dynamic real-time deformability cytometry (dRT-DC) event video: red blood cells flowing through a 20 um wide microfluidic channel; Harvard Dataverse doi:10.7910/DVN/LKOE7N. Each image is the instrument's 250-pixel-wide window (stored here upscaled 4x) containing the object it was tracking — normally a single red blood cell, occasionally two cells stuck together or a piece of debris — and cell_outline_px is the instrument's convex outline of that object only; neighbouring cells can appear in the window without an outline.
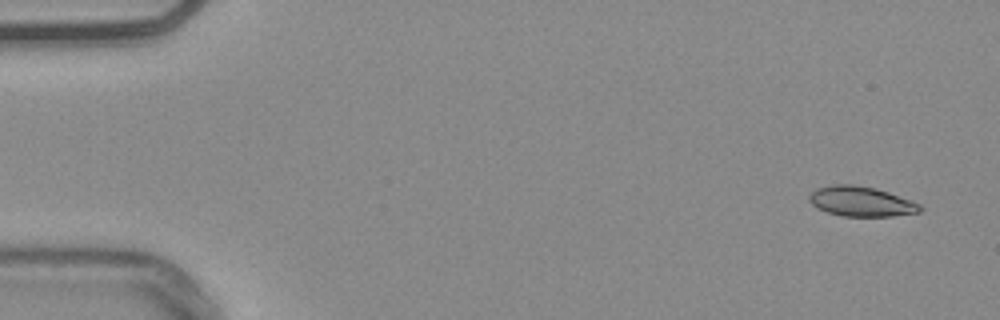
{"species": "common noctule bat (a hibernating species)", "species_latin": "Nyctalus noctula", "temperature_condition": "warm", "stored_images_in_passage": 53, "camera_frame_rate_fps": 3000, "um_per_image_px": 0.085, "animal": {"sex": "male", "body_mass_g": 20.4}, "frame": {"image": 1, "passage_image": 2, "time_ms": 0.333, "image_size_px": [1000, 320], "cell_outline_px": [[924, 208], [920, 212], [892, 216], [840, 216], [828, 212], [812, 204], [808, 200], [808, 196], [816, 188], [832, 184], [852, 184], [876, 188], [888, 192], [920, 204]], "centroid_in_image_um": [73.19, 17.12], "position_along_channel_um": 11.8, "area_um2": 19.31}}
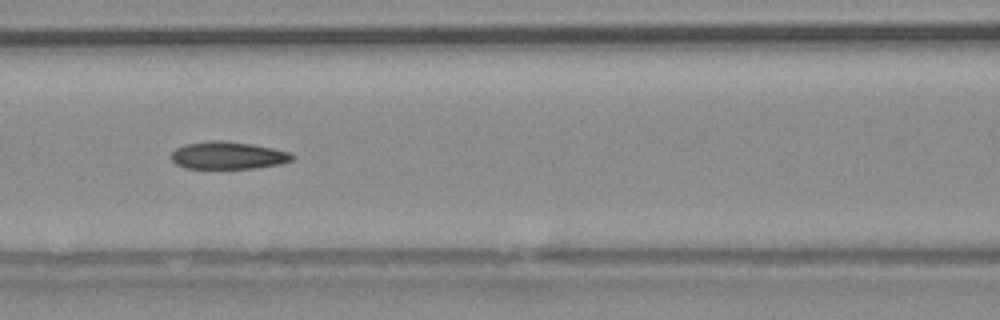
{"frame": {"image": 2, "passage_image": 23, "time_ms": 7.333, "image_size_px": [1000, 320], "cell_outline_px": [[296, 156], [292, 160], [280, 164], [256, 168], [184, 168], [176, 164], [172, 160], [172, 152], [176, 148], [184, 144], [208, 140], [224, 140], [252, 144], [272, 148], [288, 152]], "centroid_in_image_um": [19.37, 13.2], "position_along_channel_um": 147.2, "area_um2": 19.42}}
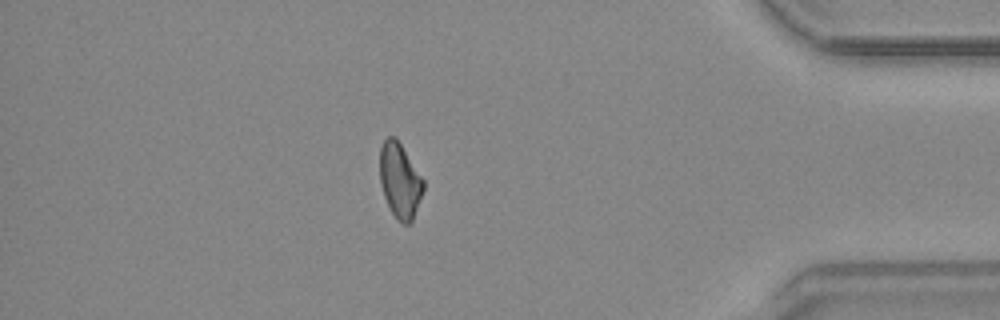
{"frame": {"image": 3, "passage_image": 46, "time_ms": 15.0, "image_size_px": [1000, 320], "cell_outline_px": [[424, 188], [412, 220], [408, 224], [400, 224], [396, 220], [384, 196], [380, 184], [380, 148], [384, 140], [388, 136], [396, 136], [424, 180]], "centroid_in_image_um": [33.98, 15.33], "position_along_channel_um": 401.2, "area_um2": 19.02}, "authors_computed_cell_mechanics": {"area_um2": 19.5364, "velocity_mm_per_s": 3.7992, "shape_relaxation_time_tau1_ms": null, "shape_relaxation_time_tau2_ms": 3.3648, "deformation_change_tau1": null, "deformation_change_tau2": 0.097}}